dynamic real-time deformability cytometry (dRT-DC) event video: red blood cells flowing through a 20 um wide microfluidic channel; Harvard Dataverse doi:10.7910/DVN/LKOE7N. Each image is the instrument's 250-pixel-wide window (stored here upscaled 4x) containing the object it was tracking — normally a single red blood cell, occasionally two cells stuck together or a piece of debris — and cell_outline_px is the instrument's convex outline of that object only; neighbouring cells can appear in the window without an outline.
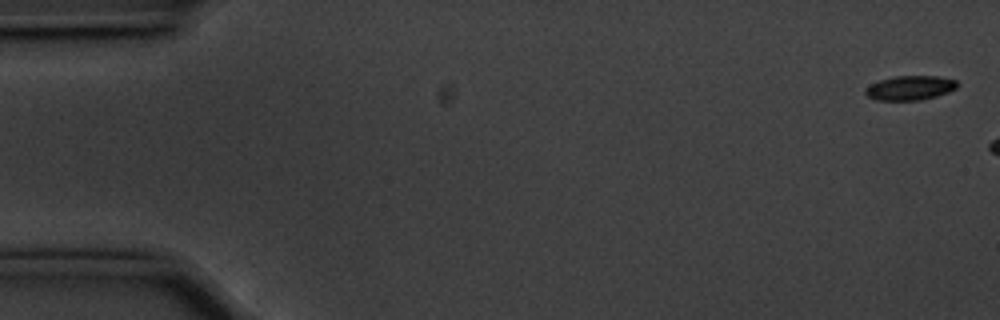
{"species": "common noctule bat (a hibernating species)", "species_latin": "Nyctalus noctula", "temperature_condition": "cold", "stored_images_in_passage": 8, "camera_frame_rate_fps": 3000, "um_per_image_px": 0.085, "animal": {"sex": "male", "body_mass_g": 20.1, "forearm_length_mm": 53.5}, "frame": {"image": 1, "passage_image": 2, "time_ms": 0.333, "image_size_px": [1000, 320], "cell_outline_px": [[956, 88], [948, 92], [936, 96], [920, 100], [876, 100], [868, 96], [864, 92], [864, 88], [880, 80], [896, 76], [940, 76], [956, 80]], "centroid_in_image_um": [77.34, 7.47], "position_along_channel_um": 7.7, "area_um2": 12.95}}